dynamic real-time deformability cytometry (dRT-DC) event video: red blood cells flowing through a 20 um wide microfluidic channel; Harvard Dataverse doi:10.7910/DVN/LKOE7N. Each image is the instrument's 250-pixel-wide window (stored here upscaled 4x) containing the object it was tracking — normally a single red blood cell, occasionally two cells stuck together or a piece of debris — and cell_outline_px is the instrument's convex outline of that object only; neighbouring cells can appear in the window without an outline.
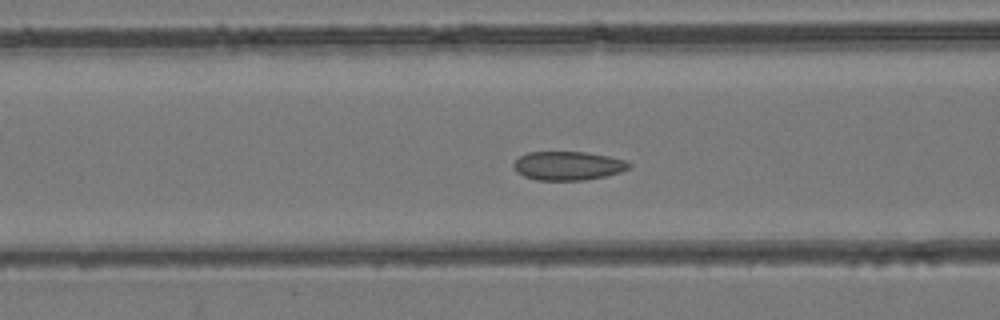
{"species": "common noctule bat (a hibernating species)", "species_latin": "Nyctalus noctula", "temperature_condition": "room temperature", "stored_images_in_passage": 51, "camera_frame_rate_fps": 3000, "um_per_image_px": 0.085, "animal": {"sex": "female", "body_mass_g": 24.6, "forearm_length_mm": 56.2}, "frame": {"image": 1, "passage_image": 21, "time_ms": 6.667, "image_size_px": [1000, 320], "cell_outline_px": [[632, 168], [620, 172], [604, 176], [584, 180], [536, 180], [524, 176], [516, 172], [512, 164], [520, 156], [528, 152], [588, 152], [608, 156], [624, 160], [632, 164]], "centroid_in_image_um": [48.28, 14.09], "position_along_channel_um": 118.3, "area_um2": 19.42}}
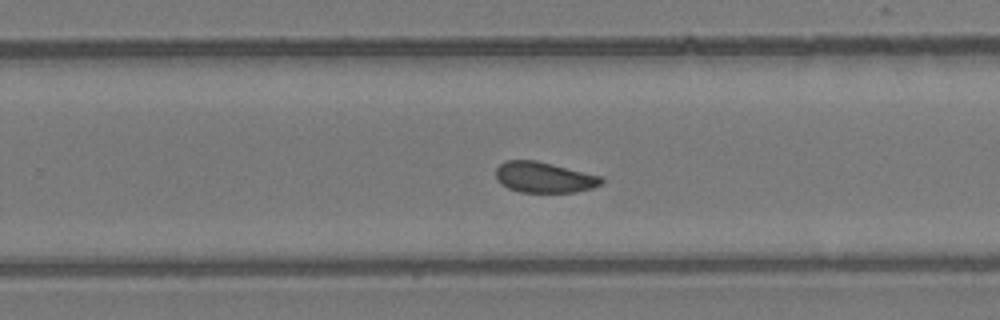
{"frame": {"image": 2, "passage_image": 33, "time_ms": 10.667, "image_size_px": [1000, 320], "cell_outline_px": [[604, 180], [600, 184], [592, 188], [576, 192], [520, 192], [508, 188], [500, 184], [496, 180], [496, 168], [504, 160], [536, 160], [600, 176]], "centroid_in_image_um": [46.19, 15.07], "position_along_channel_um": 283.6, "area_um2": 18.84}}
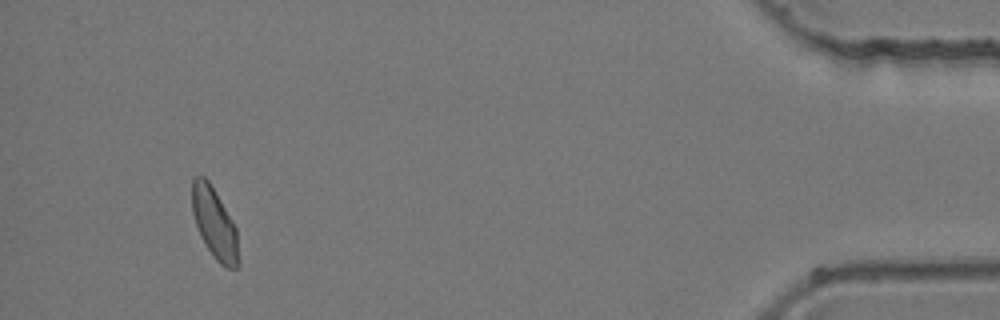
{"frame": {"image": 3, "passage_image": 48, "time_ms": 15.667, "image_size_px": [1000, 320], "cell_outline_px": [[240, 264], [236, 268], [224, 268], [216, 260], [200, 236], [192, 212], [192, 180], [196, 176], [204, 176], [208, 180], [232, 220], [236, 228], [240, 260]], "centroid_in_image_um": [18.25, 19.03], "position_along_channel_um": 417.0, "area_um2": 19.13}}